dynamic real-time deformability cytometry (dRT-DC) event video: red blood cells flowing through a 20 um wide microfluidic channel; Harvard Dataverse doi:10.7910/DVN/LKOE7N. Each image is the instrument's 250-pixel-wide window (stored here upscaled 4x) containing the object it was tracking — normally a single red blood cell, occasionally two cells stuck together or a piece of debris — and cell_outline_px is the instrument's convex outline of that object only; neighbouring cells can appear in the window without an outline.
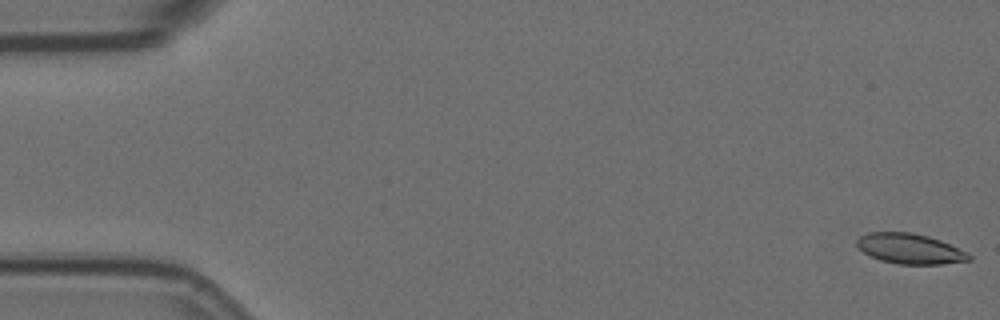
{"species": "Egyptian fruit bat (a non-hibernating species)", "species_latin": "Rousettus aegyptiacus", "temperature_condition": "room temperature", "stored_images_in_passage": 5, "camera_frame_rate_fps": 3000, "um_per_image_px": 0.085, "animal": {"sex": "female"}, "frame": {"image": 1, "passage_image": 1, "time_ms": 0.0, "image_size_px": [1000, 320], "cell_outline_px": [[972, 260], [940, 264], [896, 264], [880, 260], [864, 252], [856, 244], [856, 240], [860, 236], [868, 232], [912, 232], [928, 236], [940, 240], [968, 252], [972, 256]], "centroid_in_image_um": [77.36, 21.14], "position_along_channel_um": 7.6, "area_um2": 19.77}}
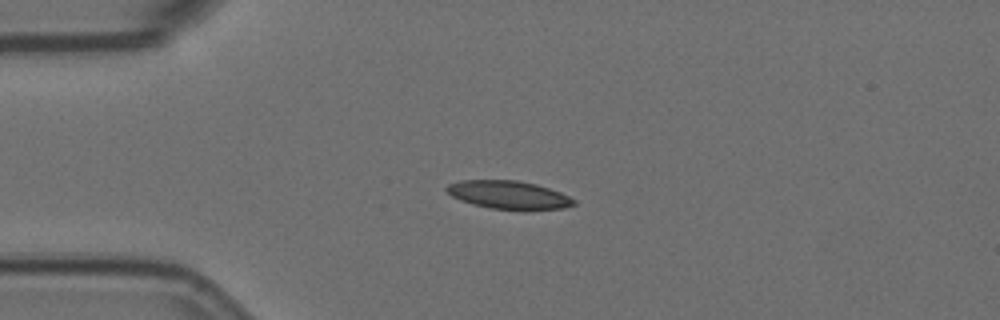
{"frame": {"image": 2, "passage_image": 4, "time_ms": 1.0, "image_size_px": [1000, 320], "cell_outline_px": [[576, 204], [564, 208], [528, 212], [488, 208], [472, 204], [460, 200], [452, 196], [444, 188], [448, 184], [460, 180], [516, 180], [536, 184], [560, 192], [576, 200]], "centroid_in_image_um": [43.27, 16.6], "position_along_channel_um": 41.7, "area_um2": 21.5}}